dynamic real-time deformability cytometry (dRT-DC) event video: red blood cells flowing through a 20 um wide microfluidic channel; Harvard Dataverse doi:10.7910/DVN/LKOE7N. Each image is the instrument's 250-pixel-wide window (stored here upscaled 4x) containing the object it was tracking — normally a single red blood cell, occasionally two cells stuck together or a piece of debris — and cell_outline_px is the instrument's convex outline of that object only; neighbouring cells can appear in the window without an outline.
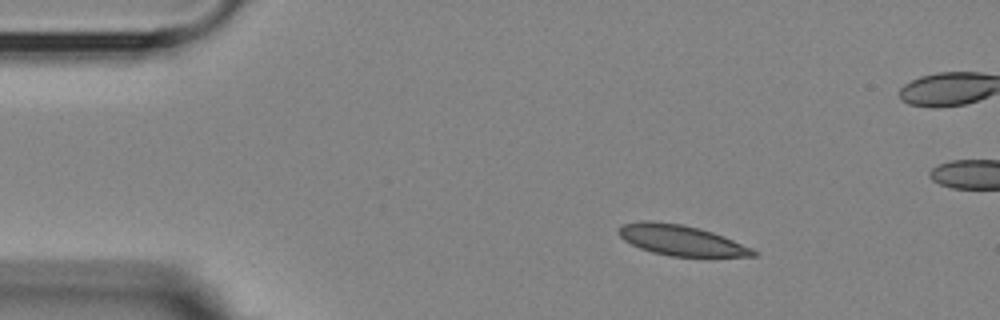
{"species": "Egyptian fruit bat (a non-hibernating species)", "species_latin": "Rousettus aegyptiacus", "temperature_condition": "room temperature", "stored_images_in_passage": 4, "camera_frame_rate_fps": 3000, "um_per_image_px": 0.085, "animal": {"sex": "female"}, "frame": {"image": 1, "passage_image": 1, "time_ms": 0.0, "image_size_px": [1000, 320], "cell_outline_px": [[760, 252], [756, 256], [708, 260], [668, 256], [652, 252], [640, 248], [624, 240], [616, 232], [624, 224], [640, 220], [648, 220], [680, 224], [700, 228], [724, 236], [752, 248]], "centroid_in_image_um": [58.02, 20.49], "position_along_channel_um": 27.0, "area_um2": 25.09}}